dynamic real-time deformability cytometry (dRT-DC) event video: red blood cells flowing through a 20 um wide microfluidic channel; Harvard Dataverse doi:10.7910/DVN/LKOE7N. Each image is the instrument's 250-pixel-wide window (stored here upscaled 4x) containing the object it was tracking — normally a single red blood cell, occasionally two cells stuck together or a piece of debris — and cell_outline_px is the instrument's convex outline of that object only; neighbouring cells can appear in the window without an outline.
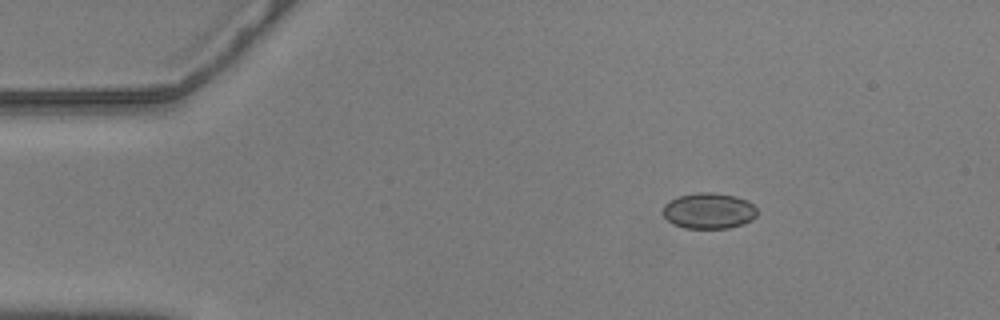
{"species": "common noctule bat (a hibernating species)", "species_latin": "Nyctalus noctula", "temperature_condition": "warm", "stored_images_in_passage": 23, "camera_frame_rate_fps": 3000, "um_per_image_px": 0.085, "animal": {"sex": "male", "body_mass_g": 20.5, "forearm_length_mm": 52.5}, "frame": {"image": 1, "passage_image": 3, "time_ms": 0.667, "image_size_px": [1000, 320], "cell_outline_px": [[756, 216], [752, 220], [744, 224], [728, 228], [684, 228], [672, 224], [664, 216], [664, 204], [680, 196], [696, 192], [712, 192], [736, 196], [748, 200], [756, 208]], "centroid_in_image_um": [60.27, 17.92], "position_along_channel_um": 24.7, "area_um2": 19.71}}
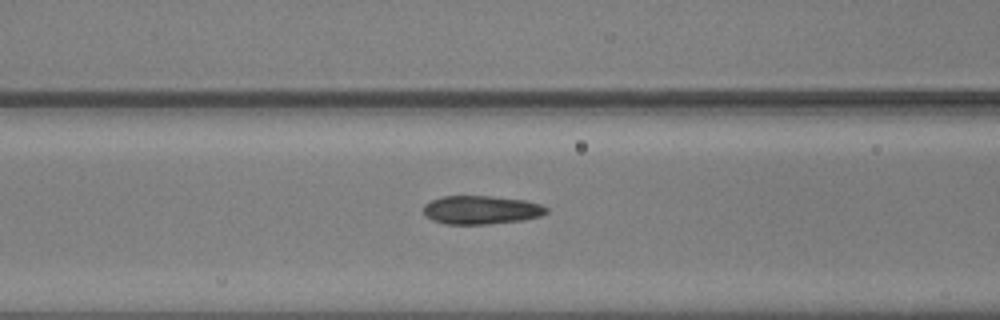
{"frame": {"image": 2, "passage_image": 17, "time_ms": 5.333, "image_size_px": [1000, 320], "cell_outline_px": [[548, 212], [540, 216], [520, 220], [488, 224], [448, 224], [432, 220], [424, 212], [424, 204], [432, 200], [444, 196], [492, 196], [524, 200], [540, 204], [548, 208]], "centroid_in_image_um": [40.91, 17.84], "position_along_channel_um": 125.7, "area_um2": 20.23}}
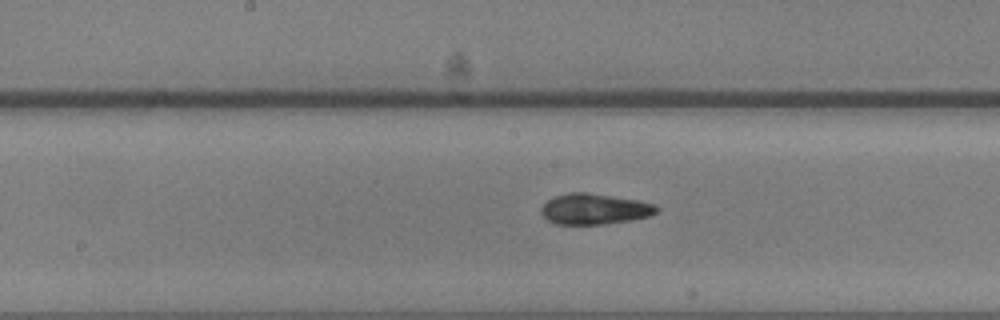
{"frame": {"image": 3, "passage_image": 23, "time_ms": 7.333, "image_size_px": [1000, 320], "cell_outline_px": [[660, 212], [648, 216], [628, 220], [604, 224], [556, 224], [548, 220], [540, 212], [540, 208], [548, 200], [556, 196], [568, 192], [588, 192], [640, 200], [656, 204], [660, 208]], "centroid_in_image_um": [50.56, 17.75], "position_along_channel_um": 197.6, "area_um2": 20.81}}